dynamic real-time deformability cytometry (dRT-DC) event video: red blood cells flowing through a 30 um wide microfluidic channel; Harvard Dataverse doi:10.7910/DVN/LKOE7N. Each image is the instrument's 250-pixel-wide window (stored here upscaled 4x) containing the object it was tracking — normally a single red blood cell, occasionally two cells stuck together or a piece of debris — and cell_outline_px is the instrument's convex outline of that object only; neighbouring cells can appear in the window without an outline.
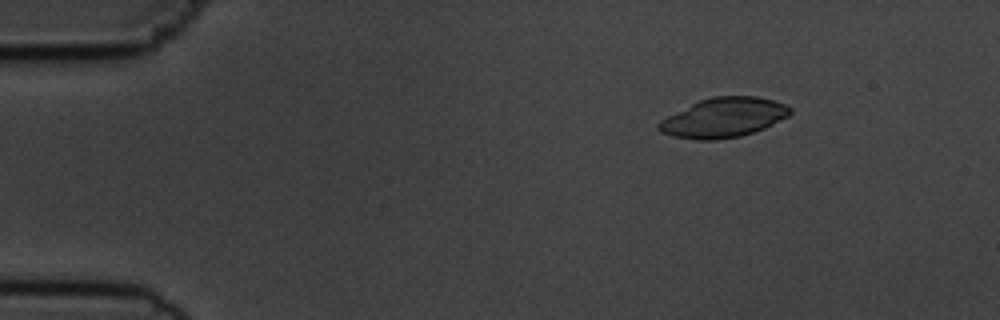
{"species": "common noctule bat (a hibernating species)", "species_latin": "Nyctalus noctula", "temperature_condition": "cold", "stored_images_in_passage": 4, "camera_frame_rate_fps": 3000, "um_per_image_px": 0.085, "animal": {"sex": "male", "body_mass_g": 19.5, "forearm_length_mm": 54.6}, "frame": {"image": 1, "passage_image": 1, "time_ms": 0.0, "image_size_px": [1000, 320], "cell_outline_px": [[792, 112], [788, 116], [764, 128], [740, 136], [716, 140], [700, 140], [672, 136], [660, 132], [656, 128], [656, 124], [660, 120], [700, 100], [712, 96], [756, 96], [788, 104], [792, 108]], "centroid_in_image_um": [61.51, 10.0], "position_along_channel_um": 23.5, "area_um2": 30.23}}